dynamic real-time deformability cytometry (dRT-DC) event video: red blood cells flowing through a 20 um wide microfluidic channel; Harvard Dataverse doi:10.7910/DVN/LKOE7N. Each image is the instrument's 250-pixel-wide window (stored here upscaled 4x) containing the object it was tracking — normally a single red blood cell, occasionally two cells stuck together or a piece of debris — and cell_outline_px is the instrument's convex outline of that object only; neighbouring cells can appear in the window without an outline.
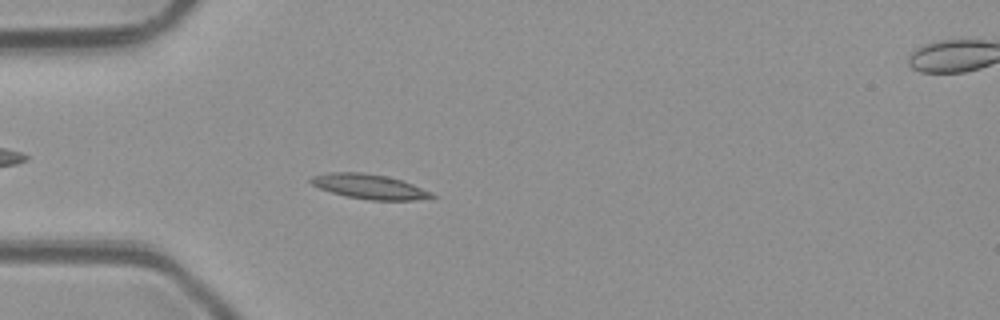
{"species": "common noctule bat (a hibernating species)", "species_latin": "Nyctalus noctula", "temperature_condition": "room temperature", "stored_images_in_passage": 6, "camera_frame_rate_fps": 3000, "um_per_image_px": 0.085, "animal": {"sex": "male", "body_mass_g": 23.1, "forearm_length_mm": 52.7}, "frame": {"image": 1, "passage_image": 5, "time_ms": 5.667, "image_size_px": [1000, 320], "cell_outline_px": [[436, 196], [412, 200], [368, 200], [348, 196], [332, 192], [320, 188], [312, 184], [308, 180], [312, 176], [328, 172], [360, 172], [384, 176], [400, 180], [412, 184], [432, 192]], "centroid_in_image_um": [31.36, 15.85], "position_along_channel_um": 53.6, "area_um2": 17.11}}